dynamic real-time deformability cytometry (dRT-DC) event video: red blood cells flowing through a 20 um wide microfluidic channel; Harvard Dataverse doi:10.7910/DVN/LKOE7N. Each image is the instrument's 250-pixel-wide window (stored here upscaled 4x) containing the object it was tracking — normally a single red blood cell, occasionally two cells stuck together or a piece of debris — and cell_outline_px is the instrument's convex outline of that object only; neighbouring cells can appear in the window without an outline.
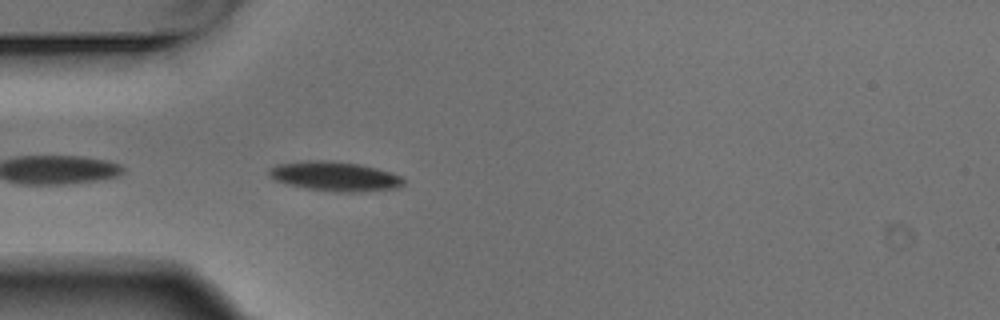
{"species": "Egyptian fruit bat (a non-hibernating species)", "species_latin": "Rousettus aegyptiacus", "temperature_condition": "warm", "stored_images_in_passage": 5, "camera_frame_rate_fps": 3000, "um_per_image_px": 0.085, "animal": {"sex": "male"}, "frame": {"image": 1, "passage_image": 5, "time_ms": 1.333, "image_size_px": [1000, 320], "cell_outline_px": [[404, 184], [400, 188], [360, 192], [336, 192], [308, 188], [288, 184], [276, 180], [268, 172], [268, 168], [276, 164], [304, 160], [324, 160], [356, 164], [376, 168], [392, 172], [400, 176], [404, 180]], "centroid_in_image_um": [28.49, 14.99], "position_along_channel_um": 56.5, "area_um2": 23.06}}